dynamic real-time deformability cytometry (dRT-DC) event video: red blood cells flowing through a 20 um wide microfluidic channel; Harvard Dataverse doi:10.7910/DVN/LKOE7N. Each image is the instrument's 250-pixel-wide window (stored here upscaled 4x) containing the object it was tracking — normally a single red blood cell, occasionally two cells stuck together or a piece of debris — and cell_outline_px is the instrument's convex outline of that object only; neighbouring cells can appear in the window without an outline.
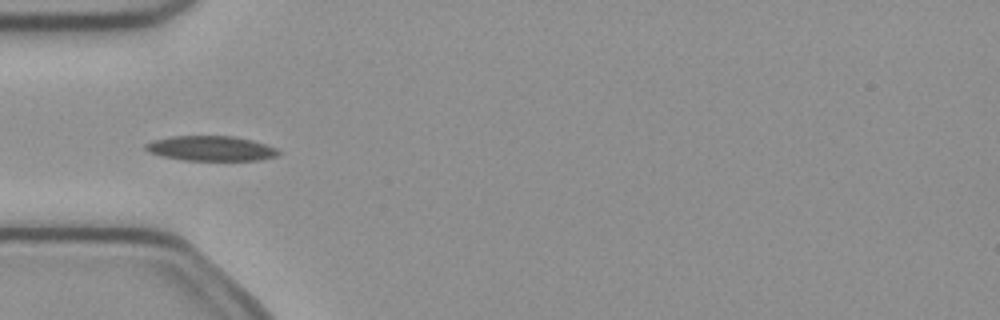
{"species": "common noctule bat (a hibernating species)", "species_latin": "Nyctalus noctula", "temperature_condition": "cold", "stored_images_in_passage": 4, "camera_frame_rate_fps": 3000, "um_per_image_px": 0.085, "animal": {"sex": "female", "body_mass_g": 21.9}, "frame": {"image": 1, "passage_image": 3, "time_ms": 0.667, "image_size_px": [1000, 320], "cell_outline_px": [[280, 152], [276, 156], [260, 160], [184, 160], [160, 156], [148, 152], [144, 148], [144, 144], [152, 140], [172, 136], [236, 136], [252, 140], [276, 148]], "centroid_in_image_um": [17.88, 12.61], "position_along_channel_um": 67.1, "area_um2": 19.36}}